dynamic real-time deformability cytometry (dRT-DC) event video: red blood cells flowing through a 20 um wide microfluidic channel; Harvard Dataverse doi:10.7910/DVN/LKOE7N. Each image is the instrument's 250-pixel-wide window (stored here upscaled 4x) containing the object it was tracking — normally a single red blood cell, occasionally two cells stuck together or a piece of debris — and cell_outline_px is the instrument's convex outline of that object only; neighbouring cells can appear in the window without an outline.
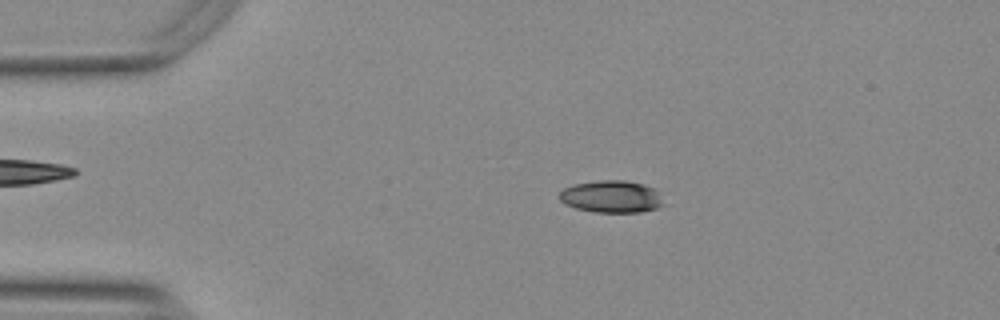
{"species": "Egyptian fruit bat (a non-hibernating species)", "species_latin": "Rousettus aegyptiacus", "temperature_condition": "warm", "stored_images_in_passage": 53, "camera_frame_rate_fps": 3000, "um_per_image_px": 0.085, "animal": {"sex": "female"}, "frame": {"image": 1, "passage_image": 10, "time_ms": 3.0, "image_size_px": [1000, 320], "cell_outline_px": [[664, 204], [656, 208], [640, 212], [596, 212], [576, 208], [564, 204], [556, 196], [564, 188], [572, 184], [600, 180], [624, 180], [640, 184], [652, 188], [656, 192]], "centroid_in_image_um": [51.89, 16.71], "position_along_channel_um": 33.1, "area_um2": 19.36}}
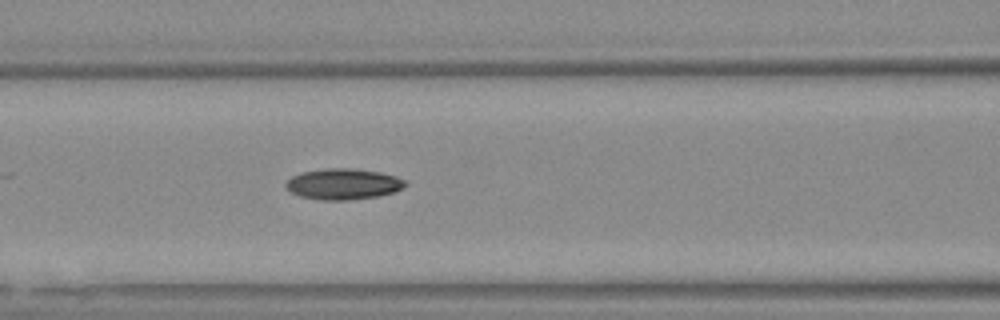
{"frame": {"image": 2, "passage_image": 22, "time_ms": 7.0, "image_size_px": [1000, 320], "cell_outline_px": [[408, 184], [404, 188], [396, 192], [380, 196], [348, 200], [320, 200], [300, 196], [292, 192], [284, 184], [292, 176], [300, 172], [324, 168], [352, 168], [380, 172], [396, 176], [404, 180]], "centroid_in_image_um": [29.21, 15.64], "position_along_channel_um": 137.4, "area_um2": 21.73}}
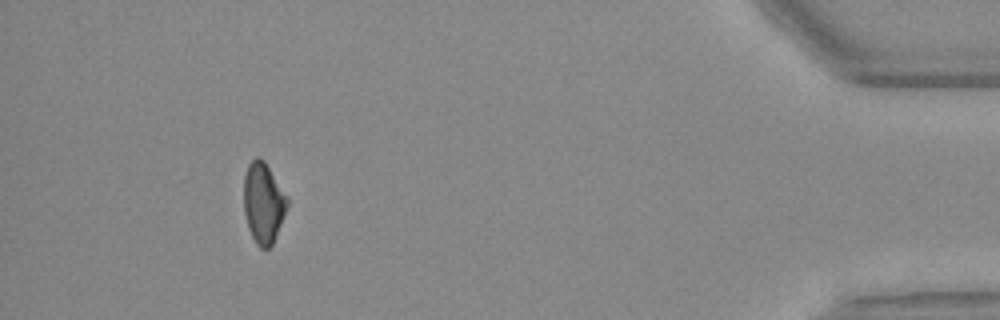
{"frame": {"image": 3, "passage_image": 49, "time_ms": 16.0, "image_size_px": [1000, 320], "cell_outline_px": [[288, 204], [272, 244], [268, 248], [260, 248], [256, 244], [248, 228], [244, 212], [244, 176], [248, 164], [256, 156], [260, 156], [264, 160], [288, 196]], "centroid_in_image_um": [22.37, 17.2], "position_along_channel_um": 412.8, "area_um2": 20.35}, "authors_computed_cell_mechanics": {"area_um2": 20.4612, "velocity_mm_per_s": 3.765, "shape_relaxation_time_tau1_ms": null, "shape_relaxation_time_tau2_ms": 7.7785, "deformation_change_tau1": null, "deformation_change_tau2": 0.1441}}